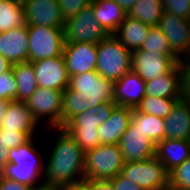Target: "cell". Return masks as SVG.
<instances>
[{"mask_svg":"<svg viewBox=\"0 0 190 190\" xmlns=\"http://www.w3.org/2000/svg\"><path fill=\"white\" fill-rule=\"evenodd\" d=\"M92 190H115L110 180H92Z\"/></svg>","mask_w":190,"mask_h":190,"instance_id":"cell-41","label":"cell"},{"mask_svg":"<svg viewBox=\"0 0 190 190\" xmlns=\"http://www.w3.org/2000/svg\"><path fill=\"white\" fill-rule=\"evenodd\" d=\"M114 82L97 71L72 75L62 93L61 127L74 116L98 104L113 101Z\"/></svg>","mask_w":190,"mask_h":190,"instance_id":"cell-2","label":"cell"},{"mask_svg":"<svg viewBox=\"0 0 190 190\" xmlns=\"http://www.w3.org/2000/svg\"><path fill=\"white\" fill-rule=\"evenodd\" d=\"M9 149L4 148L2 141V131L0 130V171L8 163Z\"/></svg>","mask_w":190,"mask_h":190,"instance_id":"cell-42","label":"cell"},{"mask_svg":"<svg viewBox=\"0 0 190 190\" xmlns=\"http://www.w3.org/2000/svg\"><path fill=\"white\" fill-rule=\"evenodd\" d=\"M141 50L148 51L153 54L174 55L171 52V47L163 31L158 26H151L148 31V36L143 42Z\"/></svg>","mask_w":190,"mask_h":190,"instance_id":"cell-31","label":"cell"},{"mask_svg":"<svg viewBox=\"0 0 190 190\" xmlns=\"http://www.w3.org/2000/svg\"><path fill=\"white\" fill-rule=\"evenodd\" d=\"M29 61L56 58L63 55L64 28L28 26Z\"/></svg>","mask_w":190,"mask_h":190,"instance_id":"cell-7","label":"cell"},{"mask_svg":"<svg viewBox=\"0 0 190 190\" xmlns=\"http://www.w3.org/2000/svg\"><path fill=\"white\" fill-rule=\"evenodd\" d=\"M124 163L119 144H101L85 152V179L111 180L122 172Z\"/></svg>","mask_w":190,"mask_h":190,"instance_id":"cell-6","label":"cell"},{"mask_svg":"<svg viewBox=\"0 0 190 190\" xmlns=\"http://www.w3.org/2000/svg\"><path fill=\"white\" fill-rule=\"evenodd\" d=\"M65 43L86 42L98 44L110 34L96 21L92 5L65 21Z\"/></svg>","mask_w":190,"mask_h":190,"instance_id":"cell-10","label":"cell"},{"mask_svg":"<svg viewBox=\"0 0 190 190\" xmlns=\"http://www.w3.org/2000/svg\"><path fill=\"white\" fill-rule=\"evenodd\" d=\"M118 3L126 12L136 3L137 0H114Z\"/></svg>","mask_w":190,"mask_h":190,"instance_id":"cell-45","label":"cell"},{"mask_svg":"<svg viewBox=\"0 0 190 190\" xmlns=\"http://www.w3.org/2000/svg\"><path fill=\"white\" fill-rule=\"evenodd\" d=\"M28 25L0 33V54L11 63L29 61Z\"/></svg>","mask_w":190,"mask_h":190,"instance_id":"cell-18","label":"cell"},{"mask_svg":"<svg viewBox=\"0 0 190 190\" xmlns=\"http://www.w3.org/2000/svg\"><path fill=\"white\" fill-rule=\"evenodd\" d=\"M178 64L181 69L182 95H190V55L180 58Z\"/></svg>","mask_w":190,"mask_h":190,"instance_id":"cell-37","label":"cell"},{"mask_svg":"<svg viewBox=\"0 0 190 190\" xmlns=\"http://www.w3.org/2000/svg\"><path fill=\"white\" fill-rule=\"evenodd\" d=\"M63 190H92V179H85L83 181L73 183Z\"/></svg>","mask_w":190,"mask_h":190,"instance_id":"cell-40","label":"cell"},{"mask_svg":"<svg viewBox=\"0 0 190 190\" xmlns=\"http://www.w3.org/2000/svg\"><path fill=\"white\" fill-rule=\"evenodd\" d=\"M13 63L0 54V74L11 70Z\"/></svg>","mask_w":190,"mask_h":190,"instance_id":"cell-43","label":"cell"},{"mask_svg":"<svg viewBox=\"0 0 190 190\" xmlns=\"http://www.w3.org/2000/svg\"><path fill=\"white\" fill-rule=\"evenodd\" d=\"M165 138L190 140V109L182 98L164 119Z\"/></svg>","mask_w":190,"mask_h":190,"instance_id":"cell-23","label":"cell"},{"mask_svg":"<svg viewBox=\"0 0 190 190\" xmlns=\"http://www.w3.org/2000/svg\"><path fill=\"white\" fill-rule=\"evenodd\" d=\"M121 174L143 190H161L169 186V173L156 156L145 161L125 162Z\"/></svg>","mask_w":190,"mask_h":190,"instance_id":"cell-8","label":"cell"},{"mask_svg":"<svg viewBox=\"0 0 190 190\" xmlns=\"http://www.w3.org/2000/svg\"><path fill=\"white\" fill-rule=\"evenodd\" d=\"M182 98H162L145 95L136 111L165 119Z\"/></svg>","mask_w":190,"mask_h":190,"instance_id":"cell-30","label":"cell"},{"mask_svg":"<svg viewBox=\"0 0 190 190\" xmlns=\"http://www.w3.org/2000/svg\"><path fill=\"white\" fill-rule=\"evenodd\" d=\"M164 12L162 0H137L127 12V16L149 26H158Z\"/></svg>","mask_w":190,"mask_h":190,"instance_id":"cell-28","label":"cell"},{"mask_svg":"<svg viewBox=\"0 0 190 190\" xmlns=\"http://www.w3.org/2000/svg\"><path fill=\"white\" fill-rule=\"evenodd\" d=\"M161 190H177V189H173L172 187L167 186V187H165V188H163V189H161Z\"/></svg>","mask_w":190,"mask_h":190,"instance_id":"cell-48","label":"cell"},{"mask_svg":"<svg viewBox=\"0 0 190 190\" xmlns=\"http://www.w3.org/2000/svg\"><path fill=\"white\" fill-rule=\"evenodd\" d=\"M37 85L43 88L64 91L69 85V74L63 55L32 62Z\"/></svg>","mask_w":190,"mask_h":190,"instance_id":"cell-15","label":"cell"},{"mask_svg":"<svg viewBox=\"0 0 190 190\" xmlns=\"http://www.w3.org/2000/svg\"><path fill=\"white\" fill-rule=\"evenodd\" d=\"M169 186L177 190H190V157L169 173Z\"/></svg>","mask_w":190,"mask_h":190,"instance_id":"cell-32","label":"cell"},{"mask_svg":"<svg viewBox=\"0 0 190 190\" xmlns=\"http://www.w3.org/2000/svg\"><path fill=\"white\" fill-rule=\"evenodd\" d=\"M38 125L25 101L11 100L0 125V130L20 131L30 139L35 137Z\"/></svg>","mask_w":190,"mask_h":190,"instance_id":"cell-19","label":"cell"},{"mask_svg":"<svg viewBox=\"0 0 190 190\" xmlns=\"http://www.w3.org/2000/svg\"><path fill=\"white\" fill-rule=\"evenodd\" d=\"M17 91L13 70L0 74V99L17 100Z\"/></svg>","mask_w":190,"mask_h":190,"instance_id":"cell-33","label":"cell"},{"mask_svg":"<svg viewBox=\"0 0 190 190\" xmlns=\"http://www.w3.org/2000/svg\"><path fill=\"white\" fill-rule=\"evenodd\" d=\"M158 27L169 41L171 52L178 58L190 55V27L188 19L163 12Z\"/></svg>","mask_w":190,"mask_h":190,"instance_id":"cell-11","label":"cell"},{"mask_svg":"<svg viewBox=\"0 0 190 190\" xmlns=\"http://www.w3.org/2000/svg\"><path fill=\"white\" fill-rule=\"evenodd\" d=\"M35 144L33 137L21 146L9 149L8 163L0 171V175L32 188L44 184L45 162ZM40 180L42 181L39 182Z\"/></svg>","mask_w":190,"mask_h":190,"instance_id":"cell-3","label":"cell"},{"mask_svg":"<svg viewBox=\"0 0 190 190\" xmlns=\"http://www.w3.org/2000/svg\"><path fill=\"white\" fill-rule=\"evenodd\" d=\"M61 15L66 21L67 19L76 16L83 8L92 4L93 0H58Z\"/></svg>","mask_w":190,"mask_h":190,"instance_id":"cell-34","label":"cell"},{"mask_svg":"<svg viewBox=\"0 0 190 190\" xmlns=\"http://www.w3.org/2000/svg\"><path fill=\"white\" fill-rule=\"evenodd\" d=\"M63 58L69 76L96 71L98 61L97 44L65 43Z\"/></svg>","mask_w":190,"mask_h":190,"instance_id":"cell-13","label":"cell"},{"mask_svg":"<svg viewBox=\"0 0 190 190\" xmlns=\"http://www.w3.org/2000/svg\"><path fill=\"white\" fill-rule=\"evenodd\" d=\"M133 109L116 106L110 117L98 127L101 144H119L121 137L130 124Z\"/></svg>","mask_w":190,"mask_h":190,"instance_id":"cell-21","label":"cell"},{"mask_svg":"<svg viewBox=\"0 0 190 190\" xmlns=\"http://www.w3.org/2000/svg\"><path fill=\"white\" fill-rule=\"evenodd\" d=\"M57 139L44 165V184L65 189L73 183L85 180V151L63 128H50Z\"/></svg>","mask_w":190,"mask_h":190,"instance_id":"cell-1","label":"cell"},{"mask_svg":"<svg viewBox=\"0 0 190 190\" xmlns=\"http://www.w3.org/2000/svg\"><path fill=\"white\" fill-rule=\"evenodd\" d=\"M98 61L96 71L110 81L116 82L131 71L132 52L113 34L97 44Z\"/></svg>","mask_w":190,"mask_h":190,"instance_id":"cell-5","label":"cell"},{"mask_svg":"<svg viewBox=\"0 0 190 190\" xmlns=\"http://www.w3.org/2000/svg\"><path fill=\"white\" fill-rule=\"evenodd\" d=\"M62 93L63 91L38 86L26 101L28 110L38 124L41 125V120H46L45 129L61 127Z\"/></svg>","mask_w":190,"mask_h":190,"instance_id":"cell-9","label":"cell"},{"mask_svg":"<svg viewBox=\"0 0 190 190\" xmlns=\"http://www.w3.org/2000/svg\"><path fill=\"white\" fill-rule=\"evenodd\" d=\"M10 100L0 99V125L6 114L7 108L9 106Z\"/></svg>","mask_w":190,"mask_h":190,"instance_id":"cell-44","label":"cell"},{"mask_svg":"<svg viewBox=\"0 0 190 190\" xmlns=\"http://www.w3.org/2000/svg\"><path fill=\"white\" fill-rule=\"evenodd\" d=\"M182 98L185 100V102L188 104L190 109V95H182Z\"/></svg>","mask_w":190,"mask_h":190,"instance_id":"cell-47","label":"cell"},{"mask_svg":"<svg viewBox=\"0 0 190 190\" xmlns=\"http://www.w3.org/2000/svg\"><path fill=\"white\" fill-rule=\"evenodd\" d=\"M178 61L175 55L153 54L138 49L132 52L131 70L144 81H149L168 72Z\"/></svg>","mask_w":190,"mask_h":190,"instance_id":"cell-14","label":"cell"},{"mask_svg":"<svg viewBox=\"0 0 190 190\" xmlns=\"http://www.w3.org/2000/svg\"><path fill=\"white\" fill-rule=\"evenodd\" d=\"M119 147L125 162L145 161L156 155V145L131 123L121 137Z\"/></svg>","mask_w":190,"mask_h":190,"instance_id":"cell-16","label":"cell"},{"mask_svg":"<svg viewBox=\"0 0 190 190\" xmlns=\"http://www.w3.org/2000/svg\"><path fill=\"white\" fill-rule=\"evenodd\" d=\"M130 123L142 131L155 145L165 139V122L163 118L139 113L133 109Z\"/></svg>","mask_w":190,"mask_h":190,"instance_id":"cell-27","label":"cell"},{"mask_svg":"<svg viewBox=\"0 0 190 190\" xmlns=\"http://www.w3.org/2000/svg\"><path fill=\"white\" fill-rule=\"evenodd\" d=\"M146 95L162 98H182L181 69L178 62L166 73L145 81Z\"/></svg>","mask_w":190,"mask_h":190,"instance_id":"cell-20","label":"cell"},{"mask_svg":"<svg viewBox=\"0 0 190 190\" xmlns=\"http://www.w3.org/2000/svg\"><path fill=\"white\" fill-rule=\"evenodd\" d=\"M2 131V141L4 148L12 149L23 145L29 140V138L20 131L15 130H1Z\"/></svg>","mask_w":190,"mask_h":190,"instance_id":"cell-36","label":"cell"},{"mask_svg":"<svg viewBox=\"0 0 190 190\" xmlns=\"http://www.w3.org/2000/svg\"><path fill=\"white\" fill-rule=\"evenodd\" d=\"M26 25L22 2L0 0V33Z\"/></svg>","mask_w":190,"mask_h":190,"instance_id":"cell-29","label":"cell"},{"mask_svg":"<svg viewBox=\"0 0 190 190\" xmlns=\"http://www.w3.org/2000/svg\"><path fill=\"white\" fill-rule=\"evenodd\" d=\"M0 190H32V187L23 183L3 178L0 175Z\"/></svg>","mask_w":190,"mask_h":190,"instance_id":"cell-39","label":"cell"},{"mask_svg":"<svg viewBox=\"0 0 190 190\" xmlns=\"http://www.w3.org/2000/svg\"><path fill=\"white\" fill-rule=\"evenodd\" d=\"M145 95V81L132 70L114 82L113 102L117 106L136 109Z\"/></svg>","mask_w":190,"mask_h":190,"instance_id":"cell-17","label":"cell"},{"mask_svg":"<svg viewBox=\"0 0 190 190\" xmlns=\"http://www.w3.org/2000/svg\"><path fill=\"white\" fill-rule=\"evenodd\" d=\"M26 24L64 28L58 0H22Z\"/></svg>","mask_w":190,"mask_h":190,"instance_id":"cell-12","label":"cell"},{"mask_svg":"<svg viewBox=\"0 0 190 190\" xmlns=\"http://www.w3.org/2000/svg\"><path fill=\"white\" fill-rule=\"evenodd\" d=\"M164 11L180 18H190V0H162Z\"/></svg>","mask_w":190,"mask_h":190,"instance_id":"cell-35","label":"cell"},{"mask_svg":"<svg viewBox=\"0 0 190 190\" xmlns=\"http://www.w3.org/2000/svg\"><path fill=\"white\" fill-rule=\"evenodd\" d=\"M92 10L96 21L111 35L124 21L127 12L114 0H93Z\"/></svg>","mask_w":190,"mask_h":190,"instance_id":"cell-24","label":"cell"},{"mask_svg":"<svg viewBox=\"0 0 190 190\" xmlns=\"http://www.w3.org/2000/svg\"><path fill=\"white\" fill-rule=\"evenodd\" d=\"M117 105L104 102L74 116L63 128L85 152L101 145L98 127L111 115Z\"/></svg>","mask_w":190,"mask_h":190,"instance_id":"cell-4","label":"cell"},{"mask_svg":"<svg viewBox=\"0 0 190 190\" xmlns=\"http://www.w3.org/2000/svg\"><path fill=\"white\" fill-rule=\"evenodd\" d=\"M170 173L190 157V140L167 139L156 144V155Z\"/></svg>","mask_w":190,"mask_h":190,"instance_id":"cell-22","label":"cell"},{"mask_svg":"<svg viewBox=\"0 0 190 190\" xmlns=\"http://www.w3.org/2000/svg\"><path fill=\"white\" fill-rule=\"evenodd\" d=\"M115 190H143L137 183L128 180L121 173L110 180Z\"/></svg>","mask_w":190,"mask_h":190,"instance_id":"cell-38","label":"cell"},{"mask_svg":"<svg viewBox=\"0 0 190 190\" xmlns=\"http://www.w3.org/2000/svg\"><path fill=\"white\" fill-rule=\"evenodd\" d=\"M32 190H63V189L57 186L42 184L40 186H37L36 188H32Z\"/></svg>","mask_w":190,"mask_h":190,"instance_id":"cell-46","label":"cell"},{"mask_svg":"<svg viewBox=\"0 0 190 190\" xmlns=\"http://www.w3.org/2000/svg\"><path fill=\"white\" fill-rule=\"evenodd\" d=\"M151 26L126 16L113 35L131 52L141 48Z\"/></svg>","mask_w":190,"mask_h":190,"instance_id":"cell-25","label":"cell"},{"mask_svg":"<svg viewBox=\"0 0 190 190\" xmlns=\"http://www.w3.org/2000/svg\"><path fill=\"white\" fill-rule=\"evenodd\" d=\"M15 81L17 82V101H27L37 89V80L30 61L13 64Z\"/></svg>","mask_w":190,"mask_h":190,"instance_id":"cell-26","label":"cell"}]
</instances>
